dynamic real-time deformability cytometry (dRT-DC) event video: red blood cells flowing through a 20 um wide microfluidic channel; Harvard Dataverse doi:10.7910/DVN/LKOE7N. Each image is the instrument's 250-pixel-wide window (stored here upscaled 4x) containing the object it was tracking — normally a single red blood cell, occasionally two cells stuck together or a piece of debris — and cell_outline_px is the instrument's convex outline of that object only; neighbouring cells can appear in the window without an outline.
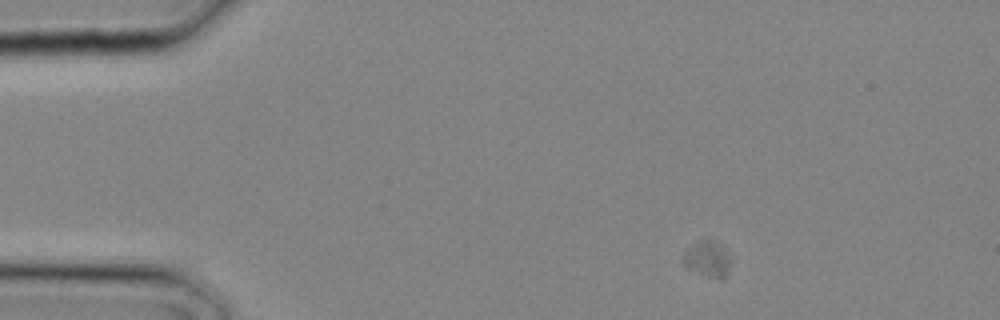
{"species": "common noctule bat (a hibernating species)", "species_latin": "Nyctalus noctula", "temperature_condition": "cold", "stored_images_in_passage": 3, "camera_frame_rate_fps": 3000, "um_per_image_px": 0.085, "animal": {"sex": "male", "body_mass_g": 20.4}, "frame": {"image": 1, "passage_image": 1, "time_ms": 0.0, "image_size_px": [1000, 320], "cell_outline_px": [[732, 260], [724, 276], [720, 280], [708, 276], [688, 268], [684, 264], [684, 252], [688, 248], [704, 236], [708, 236], [716, 240], [720, 244]], "centroid_in_image_um": [60.15, 21.94], "position_along_channel_um": 24.8, "area_um2": 10.0}}